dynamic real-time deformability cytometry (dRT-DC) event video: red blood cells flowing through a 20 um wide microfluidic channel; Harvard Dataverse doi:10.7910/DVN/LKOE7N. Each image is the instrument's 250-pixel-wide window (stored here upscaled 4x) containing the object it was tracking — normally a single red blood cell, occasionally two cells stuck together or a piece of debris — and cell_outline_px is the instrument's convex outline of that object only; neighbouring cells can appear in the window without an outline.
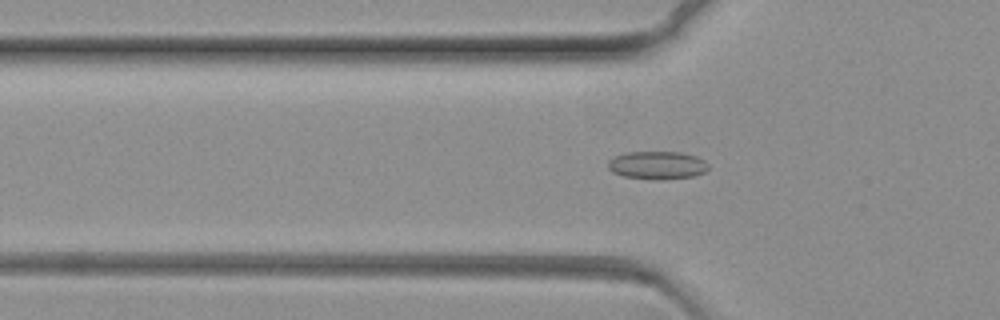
{"species": "common noctule bat (a hibernating species)", "species_latin": "Nyctalus noctula", "temperature_condition": "warm", "stored_images_in_passage": 52, "camera_frame_rate_fps": 3000, "um_per_image_px": 0.085, "animal": {"sex": "female", "body_mass_g": 19.3, "forearm_length_mm": 54.1}, "frame": {"image": 1, "passage_image": 4, "time_ms": 1.0, "image_size_px": [1000, 320], "cell_outline_px": [[708, 168], [704, 172], [692, 176], [656, 180], [624, 176], [612, 172], [608, 168], [608, 160], [624, 152], [680, 152], [696, 156], [704, 160], [708, 164]], "centroid_in_image_um": [55.85, 14.03], "position_along_channel_um": 70.0, "area_um2": 16.3}}
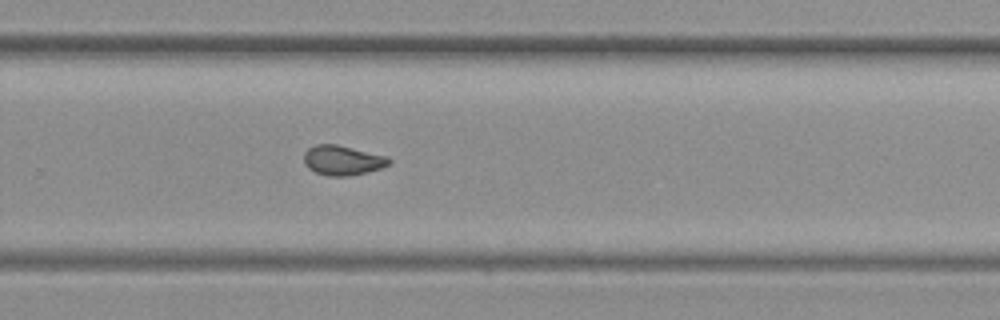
{"frame": {"image": 2, "passage_image": 28, "time_ms": 9.0, "image_size_px": [1000, 320], "cell_outline_px": [[392, 160], [388, 164], [380, 168], [368, 172], [348, 176], [328, 176], [316, 172], [308, 168], [304, 164], [304, 152], [308, 148], [316, 144], [336, 144], [388, 156]], "centroid_in_image_um": [29.11, 13.62], "position_along_channel_um": 300.7, "area_um2": 14.8}}
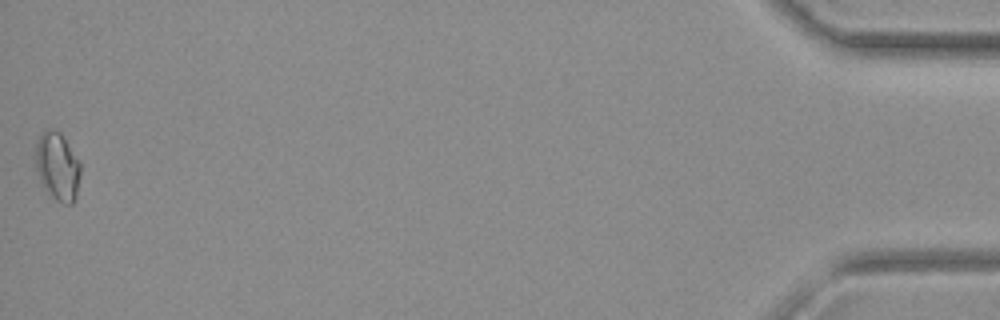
{"frame": {"image": 3, "passage_image": 52, "time_ms": 17.0, "image_size_px": [1000, 320], "cell_outline_px": [[80, 172], [76, 196], [72, 204], [64, 204], [52, 200], [44, 188], [40, 180], [36, 168], [36, 144], [44, 128], [48, 128], [60, 132], [80, 164]], "centroid_in_image_um": [4.87, 14.19], "position_along_channel_um": 430.3, "area_um2": 17.74}}